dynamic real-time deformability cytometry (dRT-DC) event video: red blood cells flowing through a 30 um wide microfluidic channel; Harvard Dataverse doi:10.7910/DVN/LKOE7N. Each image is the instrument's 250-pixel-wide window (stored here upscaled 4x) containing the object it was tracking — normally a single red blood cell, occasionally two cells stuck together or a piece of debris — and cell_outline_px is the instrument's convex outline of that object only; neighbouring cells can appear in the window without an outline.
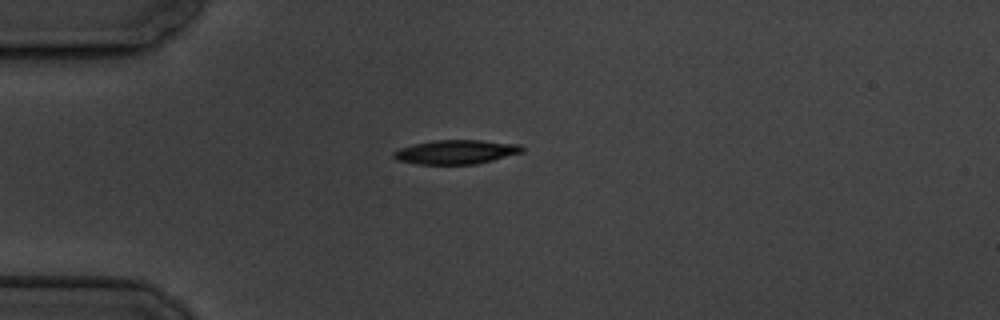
{"species": "common noctule bat (a hibernating species)", "species_latin": "Nyctalus noctula", "temperature_condition": "cold", "stored_images_in_passage": 2, "camera_frame_rate_fps": 3000, "um_per_image_px": 0.085, "animal": {"sex": "male", "body_mass_g": 19.5, "forearm_length_mm": 54.6}, "frame": {"image": 1, "passage_image": 1, "time_ms": 0.0, "image_size_px": [1000, 320], "cell_outline_px": [[524, 152], [476, 164], [416, 164], [396, 160], [392, 156], [392, 152], [400, 148], [416, 144], [436, 140], [480, 140], [520, 144], [524, 148]], "centroid_in_image_um": [38.77, 12.92], "position_along_channel_um": 46.2, "area_um2": 18.03}}